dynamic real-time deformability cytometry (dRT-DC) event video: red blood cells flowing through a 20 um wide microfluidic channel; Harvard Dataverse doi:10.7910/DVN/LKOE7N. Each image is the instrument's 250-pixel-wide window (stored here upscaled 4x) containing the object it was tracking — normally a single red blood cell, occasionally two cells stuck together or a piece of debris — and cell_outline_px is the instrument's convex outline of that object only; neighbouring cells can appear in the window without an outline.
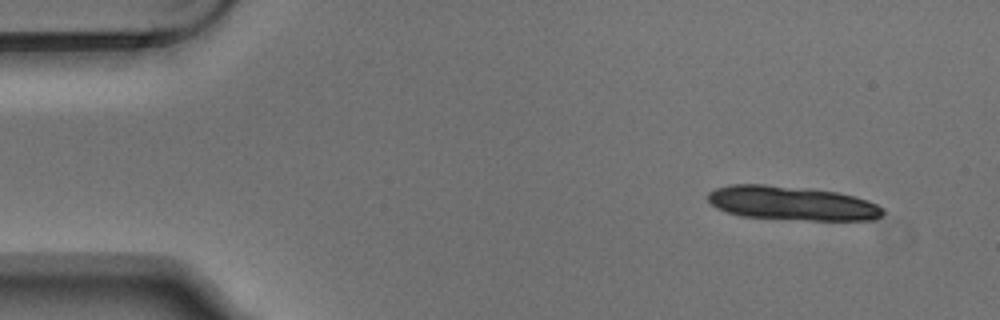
{"species": "Egyptian fruit bat (a non-hibernating species)", "species_latin": "Rousettus aegyptiacus", "temperature_condition": "warm", "stored_images_in_passage": 5, "camera_frame_rate_fps": 3000, "um_per_image_px": 0.085, "animal": {"sex": "male"}, "frame": {"image": 1, "passage_image": 1, "time_ms": 0.0, "image_size_px": [1000, 320], "cell_outline_px": [[884, 212], [880, 216], [872, 220], [812, 220], [740, 216], [716, 208], [708, 200], [708, 192], [716, 188], [732, 184], [764, 184], [812, 188], [836, 192], [868, 200], [884, 208]], "centroid_in_image_um": [67.3, 17.26], "position_along_channel_um": 17.7, "area_um2": 34.74}}